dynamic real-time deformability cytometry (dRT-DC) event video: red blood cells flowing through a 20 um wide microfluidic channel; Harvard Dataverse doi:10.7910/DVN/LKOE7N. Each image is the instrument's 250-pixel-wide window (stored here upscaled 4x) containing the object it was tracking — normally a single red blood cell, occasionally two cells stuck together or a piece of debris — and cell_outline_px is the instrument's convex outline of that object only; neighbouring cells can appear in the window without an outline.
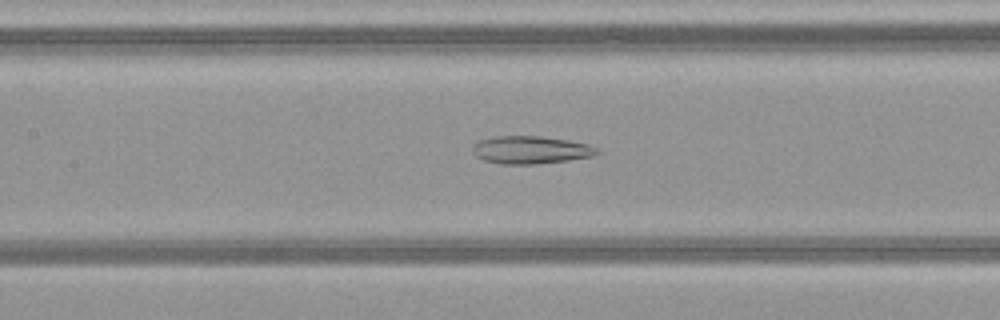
{"species": "common noctule bat (a hibernating species)", "species_latin": "Nyctalus noctula", "temperature_condition": "warm", "stored_images_in_passage": 42, "camera_frame_rate_fps": 3000, "um_per_image_px": 0.085, "animal": {"sex": "female", "body_mass_g": 21.9}, "frame": {"image": 1, "passage_image": 16, "time_ms": 5.0, "image_size_px": [1000, 320], "cell_outline_px": [[600, 152], [592, 156], [568, 160], [532, 164], [500, 164], [484, 160], [476, 156], [472, 152], [472, 144], [480, 140], [496, 136], [540, 136], [568, 140], [588, 144], [596, 148]], "centroid_in_image_um": [45.07, 12.74], "position_along_channel_um": 162.3, "area_um2": 20.06}}
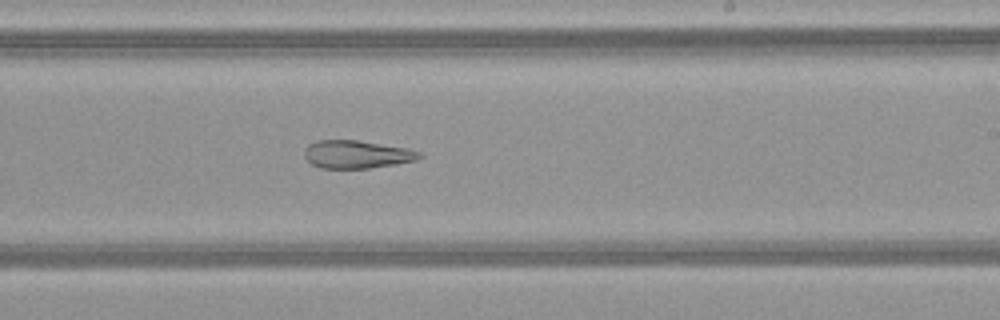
{"frame": {"image": 2, "passage_image": 23, "time_ms": 7.333, "image_size_px": [1000, 320], "cell_outline_px": [[424, 156], [416, 160], [396, 164], [368, 168], [320, 168], [312, 164], [304, 156], [304, 148], [308, 144], [316, 140], [356, 140], [408, 148], [420, 152]], "centroid_in_image_um": [30.31, 13.11], "position_along_channel_um": 258.7, "area_um2": 18.79}}
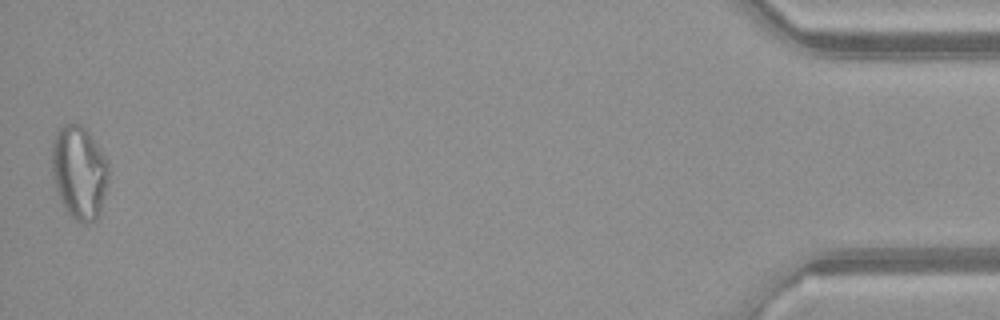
{"frame": {"image": 3, "passage_image": 42, "time_ms": 13.667, "image_size_px": [1000, 320], "cell_outline_px": [[108, 180], [100, 212], [96, 220], [88, 224], [84, 224], [76, 220], [64, 208], [56, 188], [52, 176], [52, 144], [56, 132], [64, 124], [80, 124], [88, 132], [108, 160]], "centroid_in_image_um": [6.74, 14.66], "position_along_channel_um": 428.5, "area_um2": 30.75}, "authors_computed_cell_mechanics": {"area_um2": 24.9407, "velocity_mm_per_s": 4.1473, "shape_relaxation_time_tau1_ms": null, "shape_relaxation_time_tau2_ms": 4.3095, "deformation_change_tau1": null, "deformation_change_tau2": 0.1536}}